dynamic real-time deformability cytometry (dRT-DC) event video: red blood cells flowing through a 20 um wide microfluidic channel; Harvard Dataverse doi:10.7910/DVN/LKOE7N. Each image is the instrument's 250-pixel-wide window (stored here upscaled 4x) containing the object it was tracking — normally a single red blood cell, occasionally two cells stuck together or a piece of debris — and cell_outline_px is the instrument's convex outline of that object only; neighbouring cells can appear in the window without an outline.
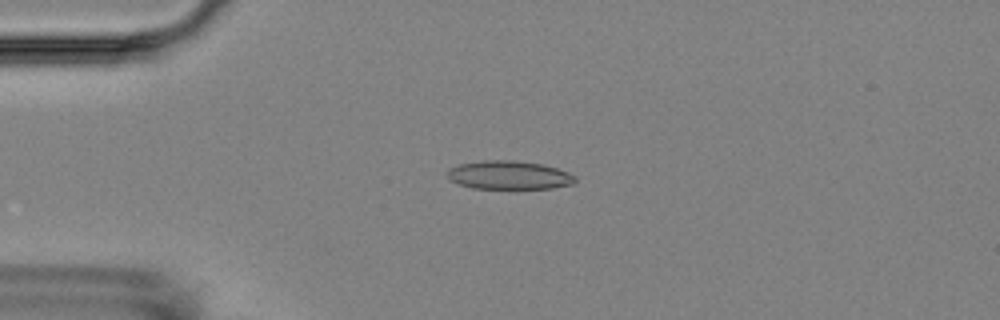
{"species": "Egyptian fruit bat (a non-hibernating species)", "species_latin": "Rousettus aegyptiacus", "temperature_condition": "room temperature", "stored_images_in_passage": 8, "camera_frame_rate_fps": 3000, "um_per_image_px": 0.085, "animal": {"sex": "female"}, "frame": {"image": 1, "passage_image": 4, "time_ms": 3.333, "image_size_px": [1000, 320], "cell_outline_px": [[576, 180], [572, 184], [552, 188], [472, 188], [460, 184], [452, 180], [448, 176], [448, 168], [460, 164], [484, 160], [512, 160], [544, 164], [568, 172], [576, 176]], "centroid_in_image_um": [43.29, 14.87], "position_along_channel_um": 41.7, "area_um2": 21.1}}
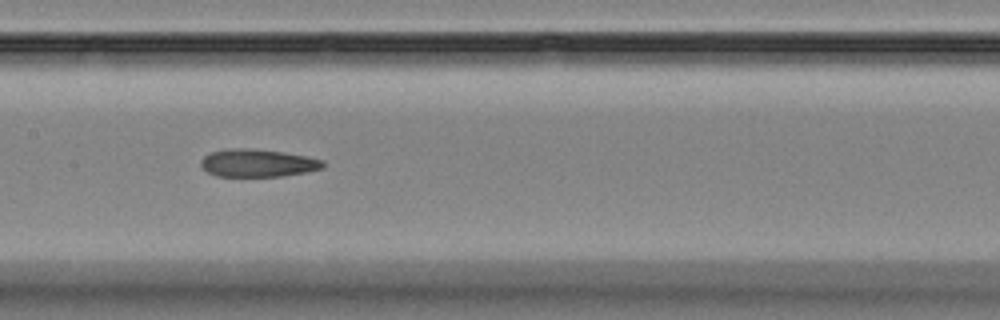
{"frame": {"image": 2, "passage_image": 8, "time_ms": 8.0, "image_size_px": [1000, 320], "cell_outline_px": [[324, 168], [284, 176], [216, 176], [208, 172], [200, 164], [200, 160], [204, 156], [212, 152], [232, 148], [248, 148], [280, 152], [304, 156], [324, 160]], "centroid_in_image_um": [21.89, 13.86], "position_along_channel_um": 185.5, "area_um2": 19.48}}